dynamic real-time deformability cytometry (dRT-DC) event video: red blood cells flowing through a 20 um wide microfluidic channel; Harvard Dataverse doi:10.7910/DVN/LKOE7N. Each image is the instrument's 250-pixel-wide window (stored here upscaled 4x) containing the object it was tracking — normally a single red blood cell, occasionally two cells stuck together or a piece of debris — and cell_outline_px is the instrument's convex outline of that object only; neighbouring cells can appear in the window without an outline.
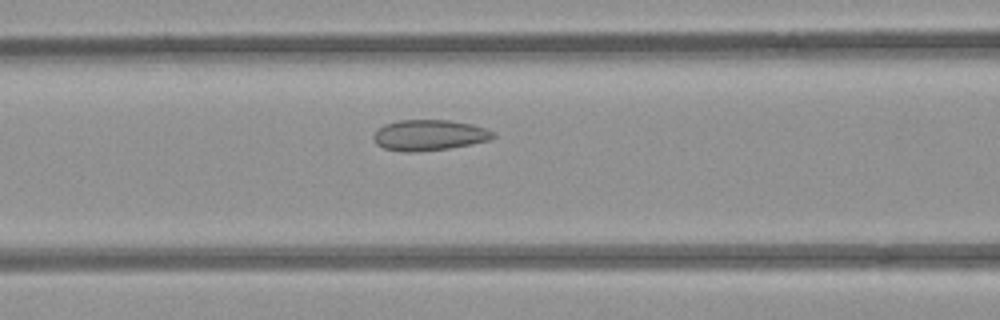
{"species": "common noctule bat (a hibernating species)", "species_latin": "Nyctalus noctula", "temperature_condition": "room temperature", "stored_images_in_passage": 5, "segment_of_instrument_passage": [1, 2], "camera_frame_rate_fps": 3000, "um_per_image_px": 0.085, "animal": {"sex": "female", "body_mass_g": 21.9}, "frame": {"image": 1, "passage_image": 4, "time_ms": 3.667, "image_size_px": [1000, 320], "cell_outline_px": [[496, 136], [488, 140], [448, 148], [412, 152], [404, 152], [384, 148], [376, 144], [372, 136], [384, 124], [400, 120], [448, 120], [472, 124], [496, 132]], "centroid_in_image_um": [36.47, 11.48], "position_along_channel_um": 130.1, "area_um2": 21.21}}